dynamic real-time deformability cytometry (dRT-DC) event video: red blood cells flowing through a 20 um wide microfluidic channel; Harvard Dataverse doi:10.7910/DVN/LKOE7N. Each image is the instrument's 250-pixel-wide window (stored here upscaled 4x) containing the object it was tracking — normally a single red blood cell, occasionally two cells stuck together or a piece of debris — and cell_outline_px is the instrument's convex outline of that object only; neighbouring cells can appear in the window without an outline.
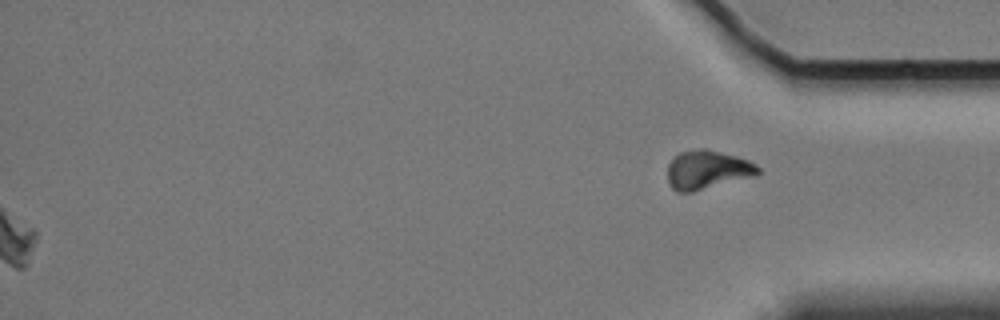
{"species": "Egyptian fruit bat (a non-hibernating species)", "species_latin": "Rousettus aegyptiacus", "temperature_condition": "cold", "stored_images_in_passage": 45, "segment_of_instrument_passage": [2, 2], "camera_frame_rate_fps": 3000, "um_per_image_px": 0.085, "animal": {"sex": "female"}, "frame": {"image": 1, "passage_image": 45, "time_ms": 14.667, "image_size_px": [1000, 320], "cell_outline_px": [[760, 172], [692, 192], [676, 192], [672, 188], [668, 180], [668, 164], [680, 152], [700, 148], [704, 148], [736, 156], [748, 160], [756, 164], [760, 168]], "centroid_in_image_um": [60.06, 14.41], "position_along_channel_um": 375.1, "area_um2": 19.77}}